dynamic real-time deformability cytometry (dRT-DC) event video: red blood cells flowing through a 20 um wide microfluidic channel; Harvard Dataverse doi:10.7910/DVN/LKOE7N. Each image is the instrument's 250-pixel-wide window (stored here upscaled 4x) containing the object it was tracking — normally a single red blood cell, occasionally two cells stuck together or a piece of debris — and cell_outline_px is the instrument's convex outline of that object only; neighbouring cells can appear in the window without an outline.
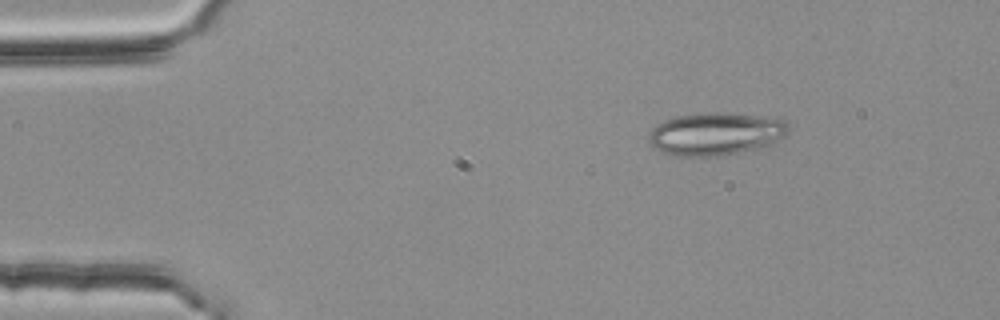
{"species": "common noctule bat (a hibernating species)", "species_latin": "Nyctalus noctula", "temperature_condition": "room temperature", "stored_images_in_passage": 3, "camera_frame_rate_fps": 3000, "um_per_image_px": 0.085, "animal": {"sex": "female", "body_mass_g": 25.1}, "frame": {"image": 1, "passage_image": 2, "time_ms": 0.333, "image_size_px": [1000, 320], "cell_outline_px": [[788, 132], [784, 136], [768, 144], [756, 148], [716, 156], [676, 156], [664, 152], [648, 144], [648, 136], [652, 128], [664, 120], [676, 116], [704, 112], [720, 112], [788, 120]], "centroid_in_image_um": [60.77, 11.37], "position_along_channel_um": 24.2, "area_um2": 34.39}}